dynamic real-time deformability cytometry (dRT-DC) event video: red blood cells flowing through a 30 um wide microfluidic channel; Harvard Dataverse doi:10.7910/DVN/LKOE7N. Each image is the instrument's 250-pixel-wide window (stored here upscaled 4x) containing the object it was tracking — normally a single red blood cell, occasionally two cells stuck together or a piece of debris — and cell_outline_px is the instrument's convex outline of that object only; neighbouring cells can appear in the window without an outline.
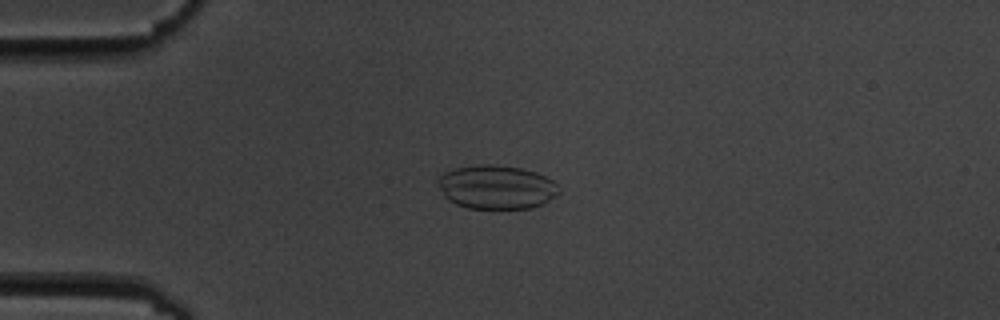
{"species": "common noctule bat (a hibernating species)", "species_latin": "Nyctalus noctula", "temperature_condition": "cold", "stored_images_in_passage": 4, "camera_frame_rate_fps": 3000, "um_per_image_px": 0.085, "animal": {"sex": "male", "body_mass_g": 19.5, "forearm_length_mm": 54.6}, "frame": {"image": 1, "passage_image": 3, "time_ms": 2.333, "image_size_px": [1000, 320], "cell_outline_px": [[560, 192], [556, 196], [544, 204], [532, 208], [468, 208], [456, 204], [448, 200], [444, 196], [440, 188], [440, 176], [444, 172], [456, 168], [480, 164], [492, 164], [520, 168], [536, 172], [552, 180], [560, 188]], "centroid_in_image_um": [42.24, 15.91], "position_along_channel_um": 42.8, "area_um2": 30.81}}